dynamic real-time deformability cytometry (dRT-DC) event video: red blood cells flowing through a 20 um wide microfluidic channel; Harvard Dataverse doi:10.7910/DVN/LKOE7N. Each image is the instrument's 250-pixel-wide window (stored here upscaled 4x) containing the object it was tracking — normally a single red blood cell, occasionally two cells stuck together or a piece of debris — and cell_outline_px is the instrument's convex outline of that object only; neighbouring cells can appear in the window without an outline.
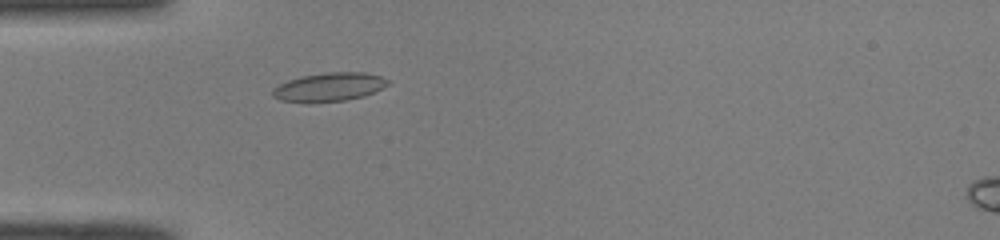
{"species": "common noctule bat (a hibernating species)", "species_latin": "Nyctalus noctula", "temperature_condition": "room temperature", "stored_images_in_passage": 30, "camera_frame_rate_fps": 3000, "um_per_image_px": 0.085, "animal": {"sex": "male", "body_mass_g": 19.0, "forearm_length_mm": 50.8}, "frame": {"image": 1, "passage_image": 1, "time_ms": 0.0, "image_size_px": [1000, 240], "cell_outline_px": [[388, 84], [364, 96], [344, 100], [280, 100], [272, 96], [272, 88], [288, 80], [300, 76], [328, 72], [364, 72], [380, 76], [388, 80]], "centroid_in_image_um": [27.97, 7.35], "position_along_channel_um": 57.0, "area_um2": 18.44}}
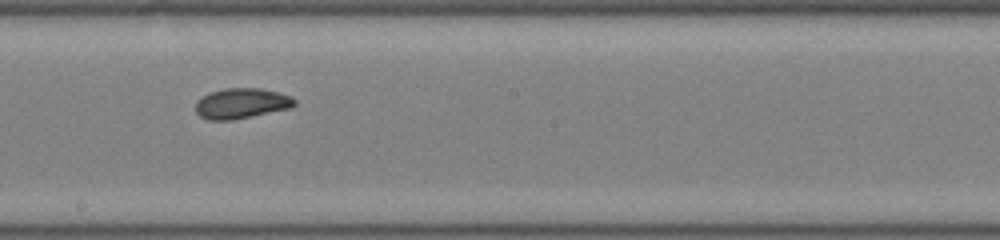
{"frame": {"image": 2, "passage_image": 14, "time_ms": 4.333, "image_size_px": [1000, 240], "cell_outline_px": [[296, 104], [292, 108], [232, 120], [208, 120], [200, 116], [196, 112], [196, 100], [208, 92], [224, 88], [260, 88], [280, 92], [292, 96], [296, 100]], "centroid_in_image_um": [20.54, 8.78], "position_along_channel_um": 227.7, "area_um2": 17.8}}
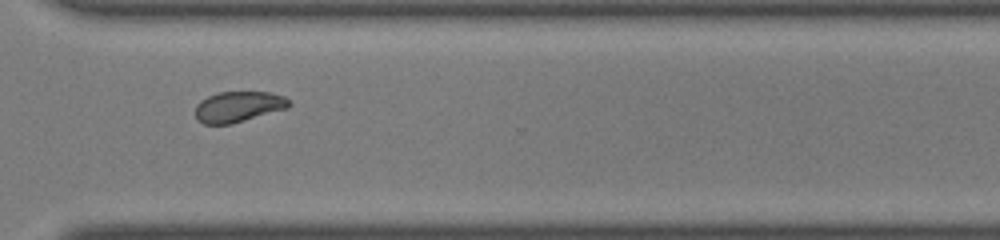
{"frame": {"image": 3, "passage_image": 23, "time_ms": 7.333, "image_size_px": [1000, 240], "cell_outline_px": [[292, 104], [288, 108], [232, 124], [204, 124], [196, 116], [196, 104], [200, 100], [216, 92], [272, 92], [284, 96]], "centroid_in_image_um": [20.28, 9.06], "position_along_channel_um": 350.3, "area_um2": 16.82}, "authors_computed_cell_mechanics": {"area_um2": 17.5134, "velocity_mm_per_s": 4.0583, "shape_relaxation_time_tau1_ms": 5.207, "shape_relaxation_time_tau2_ms": 1.1226, "deformation_change_tau1": 0.1187, "deformation_change_tau2": 0.0463}}